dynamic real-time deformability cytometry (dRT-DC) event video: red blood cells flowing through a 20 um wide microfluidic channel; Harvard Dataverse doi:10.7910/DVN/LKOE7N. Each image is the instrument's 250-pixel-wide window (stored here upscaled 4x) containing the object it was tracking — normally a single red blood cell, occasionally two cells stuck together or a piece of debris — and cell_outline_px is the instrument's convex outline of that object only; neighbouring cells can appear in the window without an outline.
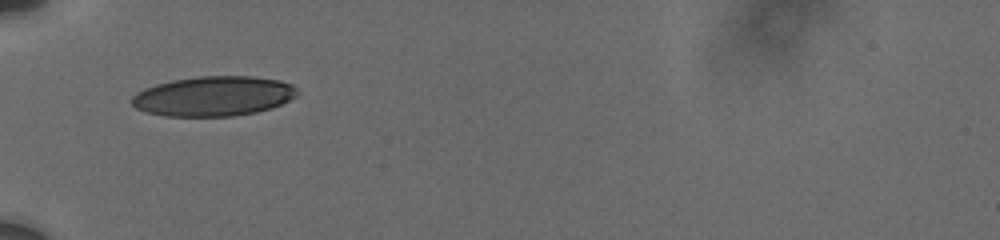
{"species": "human", "species_latin": "Homo sapiens", "temperature_condition": "cold", "stored_images_in_passage": 43, "camera_frame_rate_fps": 3000, "um_per_image_px": 0.085, "donor": {"sex": "male"}, "frame": {"image": 1, "passage_image": 1, "time_ms": 0.0, "image_size_px": [1000, 240], "cell_outline_px": [[300, 92], [296, 96], [272, 108], [256, 112], [232, 116], [164, 116], [144, 112], [136, 108], [132, 104], [132, 96], [136, 92], [144, 88], [156, 84], [172, 80], [200, 76], [252, 76], [280, 80], [292, 84]], "centroid_in_image_um": [18.14, 8.17], "position_along_channel_um": 66.9, "area_um2": 38.61}}
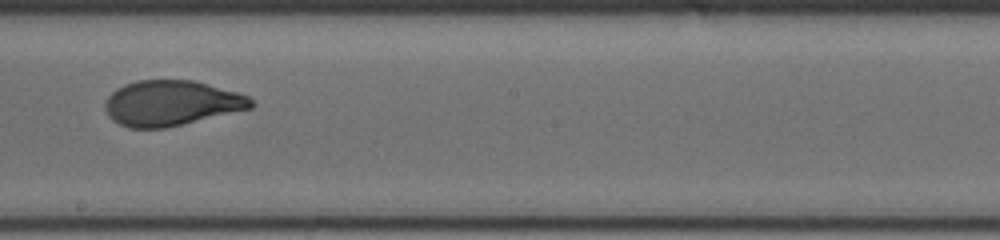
{"frame": {"image": 2, "passage_image": 19, "time_ms": 4.667, "image_size_px": [1000, 240], "cell_outline_px": [[256, 104], [252, 108], [164, 128], [128, 128], [112, 120], [108, 116], [104, 108], [104, 104], [108, 96], [116, 88], [124, 84], [136, 80], [192, 80], [208, 84], [236, 92], [248, 96]], "centroid_in_image_um": [14.53, 8.76], "position_along_channel_um": 233.7, "area_um2": 38.49}}
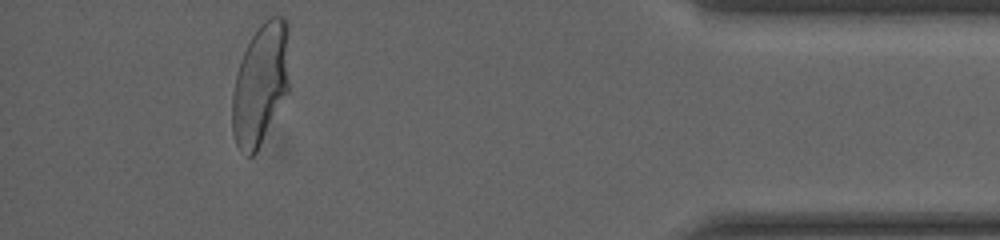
{"frame": {"image": 3, "passage_image": 36, "time_ms": 10.667, "image_size_px": [1000, 240], "cell_outline_px": [[288, 92], [256, 152], [252, 156], [248, 156], [236, 144], [232, 132], [232, 92], [240, 60], [252, 36], [260, 24], [264, 20], [272, 16], [284, 16], [288, 20]], "centroid_in_image_um": [22.14, 7.11], "position_along_channel_um": 413.1, "area_um2": 40.29}, "authors_computed_cell_mechanics": {"area_um2": 39.4774, "velocity_mm_per_s": 3.7296, "shape_relaxation_time_tau1_ms": 4.8524, "shape_relaxation_time_tau2_ms": null, "deformation_change_tau1": 0.1718, "deformation_change_tau2": null}}